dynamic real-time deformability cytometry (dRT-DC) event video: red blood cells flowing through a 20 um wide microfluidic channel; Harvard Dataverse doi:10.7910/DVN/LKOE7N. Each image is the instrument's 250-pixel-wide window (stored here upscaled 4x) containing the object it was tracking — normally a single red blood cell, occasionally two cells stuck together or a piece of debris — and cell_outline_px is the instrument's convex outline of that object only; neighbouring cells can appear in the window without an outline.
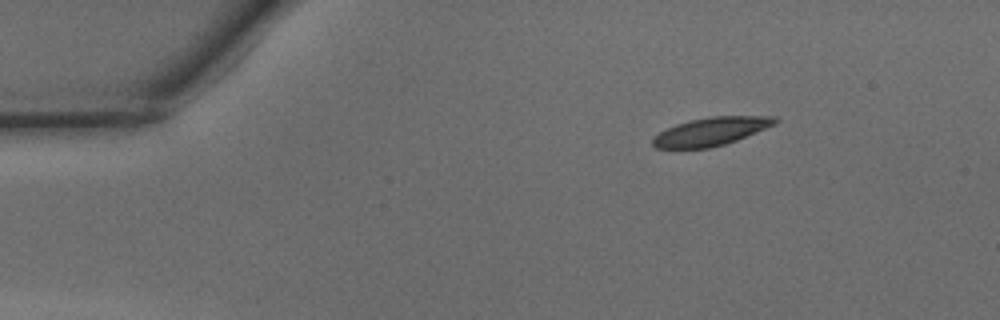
{"species": "common noctule bat (a hibernating species)", "species_latin": "Nyctalus noctula", "temperature_condition": "warm", "stored_images_in_passage": 7, "camera_frame_rate_fps": 3000, "um_per_image_px": 0.085, "animal": {"sex": "male", "body_mass_g": 15.6}, "frame": {"image": 1, "passage_image": 1, "time_ms": 0.0, "image_size_px": [1000, 320], "cell_outline_px": [[780, 120], [776, 124], [736, 140], [724, 144], [708, 148], [656, 148], [652, 144], [652, 140], [660, 132], [676, 124], [688, 120], [708, 116], [776, 116]], "centroid_in_image_um": [60.46, 11.16], "position_along_channel_um": 24.5, "area_um2": 20.0}}